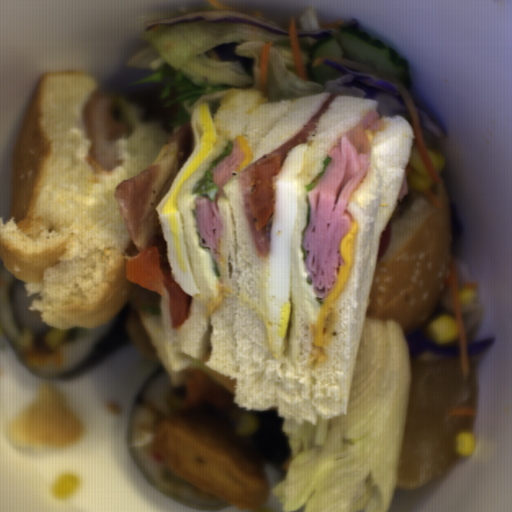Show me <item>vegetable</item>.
Listing matches in <instances>:
<instances>
[{"label": "vegetable", "instance_id": "add77e79", "mask_svg": "<svg viewBox=\"0 0 512 512\" xmlns=\"http://www.w3.org/2000/svg\"><path fill=\"white\" fill-rule=\"evenodd\" d=\"M411 379L407 333L394 320L364 318L346 414L282 421L288 472L272 493L283 511H391Z\"/></svg>", "mask_w": 512, "mask_h": 512}, {"label": "vegetable", "instance_id": "f7b5029e", "mask_svg": "<svg viewBox=\"0 0 512 512\" xmlns=\"http://www.w3.org/2000/svg\"><path fill=\"white\" fill-rule=\"evenodd\" d=\"M197 10H235V11H238V12H241V13L274 23V24H277L279 26L288 28V30L290 28V27L268 17L267 15L263 14L260 11L250 10V9L236 6V5L226 3L223 1L222 2H201V3H197L194 5L187 6V7H183L180 9H176L173 11H169L166 13H162L159 15L151 16L150 19H164V18H168V17H172V16H176V15H180V14H184V13H188V12L197 11Z\"/></svg>", "mask_w": 512, "mask_h": 512}, {"label": "vegetable", "instance_id": "ea0f7189", "mask_svg": "<svg viewBox=\"0 0 512 512\" xmlns=\"http://www.w3.org/2000/svg\"><path fill=\"white\" fill-rule=\"evenodd\" d=\"M318 38L297 36L307 80L297 77L290 36L250 23L187 21L151 30L143 28L138 50L126 68L146 69L130 86L131 99L153 112L166 143L186 123L195 108L207 103L213 120L229 91L260 92L262 45L269 43L266 103L294 101L326 93L325 85L307 71L311 45Z\"/></svg>", "mask_w": 512, "mask_h": 512}, {"label": "vegetable", "instance_id": "96ceb2fe", "mask_svg": "<svg viewBox=\"0 0 512 512\" xmlns=\"http://www.w3.org/2000/svg\"><path fill=\"white\" fill-rule=\"evenodd\" d=\"M296 30H331L350 26L346 20L329 21L318 15L315 8L308 7L302 11L295 22Z\"/></svg>", "mask_w": 512, "mask_h": 512}]
</instances>
